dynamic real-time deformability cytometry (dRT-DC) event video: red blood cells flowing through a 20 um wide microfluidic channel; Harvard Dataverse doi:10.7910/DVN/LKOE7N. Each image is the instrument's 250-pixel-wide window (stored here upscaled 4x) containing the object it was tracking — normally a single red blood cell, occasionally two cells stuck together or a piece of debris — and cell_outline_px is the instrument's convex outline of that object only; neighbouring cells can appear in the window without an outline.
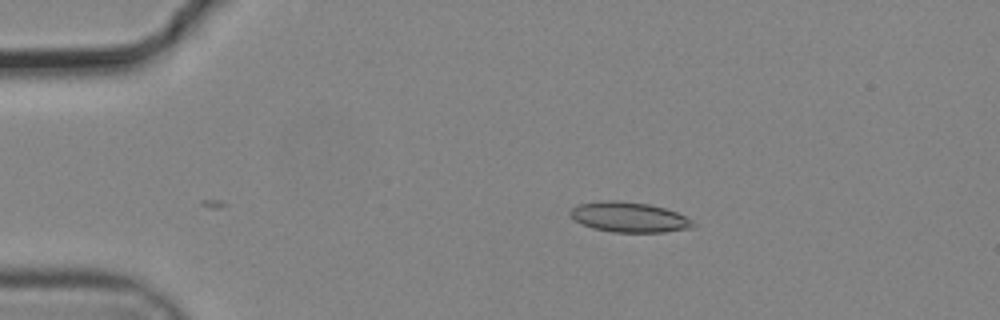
{"species": "common noctule bat (a hibernating species)", "species_latin": "Nyctalus noctula", "temperature_condition": "cold", "stored_images_in_passage": 38, "camera_frame_rate_fps": 3000, "um_per_image_px": 0.085, "animal": {"sex": "male", "body_mass_g": 19.2, "forearm_length_mm": 51.8}, "frame": {"image": 1, "passage_image": 1, "time_ms": 0.0, "image_size_px": [1000, 320], "cell_outline_px": [[696, 224], [692, 228], [664, 232], [612, 232], [592, 228], [576, 220], [568, 212], [572, 208], [580, 204], [596, 200], [616, 200], [648, 204], [664, 208], [676, 212], [692, 220]], "centroid_in_image_um": [53.48, 18.45], "position_along_channel_um": 31.5, "area_um2": 21.5}}
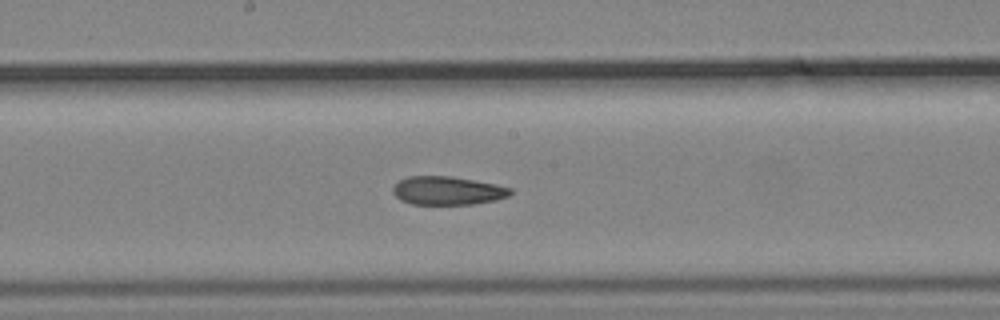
{"frame": {"image": 2, "passage_image": 20, "time_ms": 6.333, "image_size_px": [1000, 320], "cell_outline_px": [[512, 192], [508, 196], [496, 200], [472, 204], [412, 204], [400, 200], [392, 192], [392, 188], [400, 180], [408, 176], [452, 176], [476, 180], [496, 184], [512, 188]], "centroid_in_image_um": [38.05, 16.2], "position_along_channel_um": 210.2, "area_um2": 19.54}}
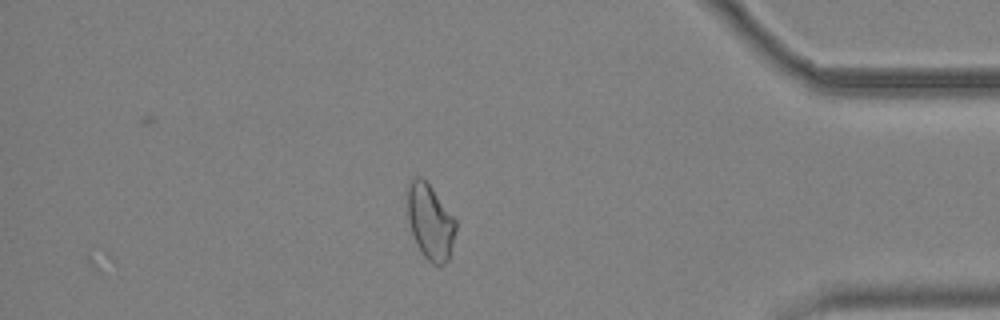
{"frame": {"image": 3, "passage_image": 38, "time_ms": 12.333, "image_size_px": [1000, 320], "cell_outline_px": [[456, 232], [448, 260], [444, 264], [432, 264], [424, 256], [416, 244], [408, 220], [404, 192], [412, 180], [416, 176], [420, 176], [432, 188], [456, 220]], "centroid_in_image_um": [36.53, 18.83], "position_along_channel_um": 398.7, "area_um2": 21.39}, "authors_computed_cell_mechanics": {"area_um2": 20.6635, "velocity_mm_per_s": 3.7086, "shape_relaxation_time_tau1_ms": null, "shape_relaxation_time_tau2_ms": 3.9394, "deformation_change_tau1": null, "deformation_change_tau2": 0.0942}}